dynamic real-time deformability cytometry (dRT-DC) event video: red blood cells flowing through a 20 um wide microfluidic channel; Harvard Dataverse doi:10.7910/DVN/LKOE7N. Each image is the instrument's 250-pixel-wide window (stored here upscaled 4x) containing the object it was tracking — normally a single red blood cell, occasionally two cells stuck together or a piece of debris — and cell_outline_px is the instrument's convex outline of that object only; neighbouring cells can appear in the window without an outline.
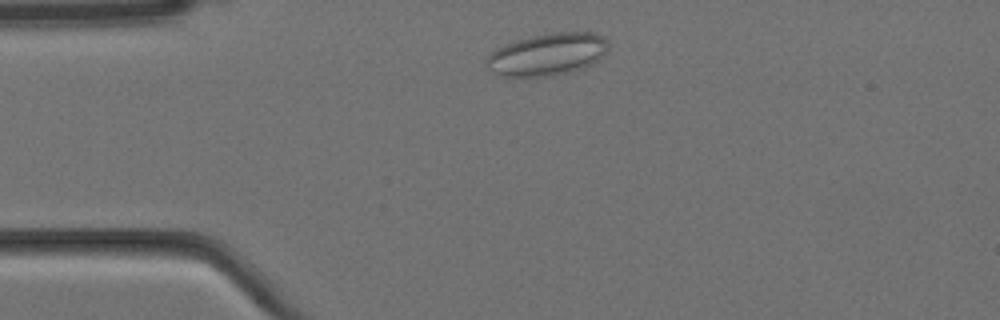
{"species": "Egyptian fruit bat (a non-hibernating species)", "species_latin": "Rousettus aegyptiacus", "temperature_condition": "cold", "stored_images_in_passage": 1, "camera_frame_rate_fps": 3000, "um_per_image_px": 0.085, "animal": {"sex": "female"}, "frame": {"image": 1, "passage_image": 1, "time_ms": 0.0, "image_size_px": [1000, 320], "cell_outline_px": [[608, 52], [604, 56], [592, 64], [584, 68], [568, 72], [548, 76], [504, 76], [488, 72], [484, 68], [484, 60], [496, 48], [504, 44], [516, 40], [532, 36], [552, 32], [592, 32], [604, 36], [608, 40]], "centroid_in_image_um": [46.51, 4.62], "position_along_channel_um": 38.5, "area_um2": 30.52}}